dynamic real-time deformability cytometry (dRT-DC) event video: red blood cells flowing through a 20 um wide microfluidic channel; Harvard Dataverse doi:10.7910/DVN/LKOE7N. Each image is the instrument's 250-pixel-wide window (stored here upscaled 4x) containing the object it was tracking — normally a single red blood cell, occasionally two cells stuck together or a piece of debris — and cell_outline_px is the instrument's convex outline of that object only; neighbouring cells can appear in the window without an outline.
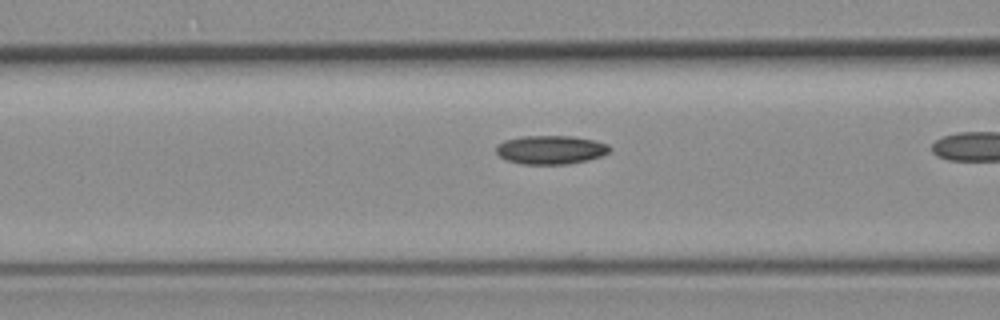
{"species": "common noctule bat (a hibernating species)", "species_latin": "Nyctalus noctula", "temperature_condition": "room temperature", "stored_images_in_passage": 14, "camera_frame_rate_fps": 3000, "um_per_image_px": 0.085, "animal": {"sex": "female", "body_mass_g": 19.3, "forearm_length_mm": 54.1}, "frame": {"image": 1, "passage_image": 5, "time_ms": 1.333, "image_size_px": [1000, 320], "cell_outline_px": [[612, 148], [604, 156], [588, 160], [568, 164], [520, 164], [508, 160], [500, 156], [496, 152], [496, 144], [504, 140], [524, 136], [572, 136], [592, 140], [608, 144]], "centroid_in_image_um": [46.82, 12.73], "position_along_channel_um": 119.8, "area_um2": 19.07}}
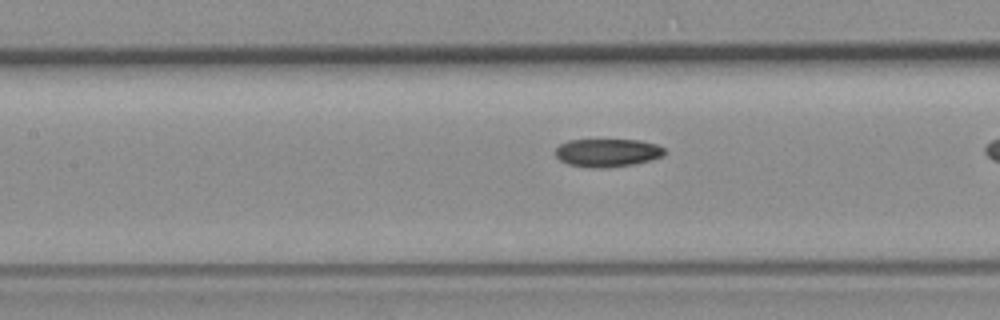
{"frame": {"image": 2, "passage_image": 8, "time_ms": 2.333, "image_size_px": [1000, 320], "cell_outline_px": [[664, 156], [632, 164], [608, 168], [588, 168], [568, 164], [560, 160], [556, 156], [556, 148], [560, 144], [568, 140], [640, 140], [656, 144], [664, 148]], "centroid_in_image_um": [51.61, 12.98], "position_along_channel_um": 155.8, "area_um2": 17.86}}
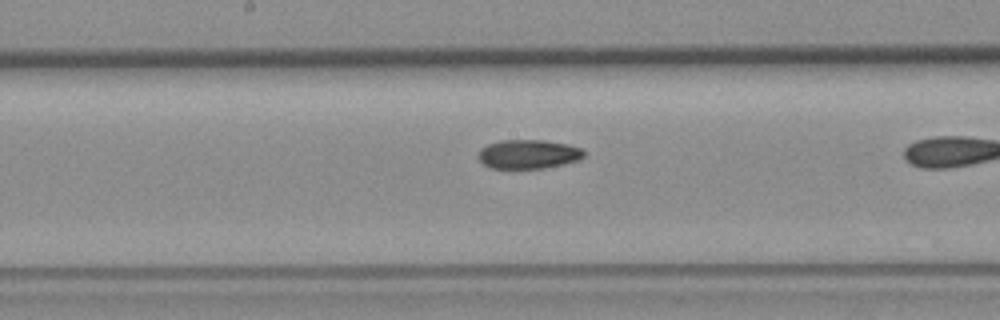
{"frame": {"image": 3, "passage_image": 12, "time_ms": 3.667, "image_size_px": [1000, 320], "cell_outline_px": [[584, 156], [580, 160], [544, 168], [492, 168], [484, 164], [480, 160], [480, 148], [488, 144], [500, 140], [544, 140], [568, 144], [580, 148], [584, 152]], "centroid_in_image_um": [44.93, 13.09], "position_along_channel_um": 203.3, "area_um2": 17.74}}